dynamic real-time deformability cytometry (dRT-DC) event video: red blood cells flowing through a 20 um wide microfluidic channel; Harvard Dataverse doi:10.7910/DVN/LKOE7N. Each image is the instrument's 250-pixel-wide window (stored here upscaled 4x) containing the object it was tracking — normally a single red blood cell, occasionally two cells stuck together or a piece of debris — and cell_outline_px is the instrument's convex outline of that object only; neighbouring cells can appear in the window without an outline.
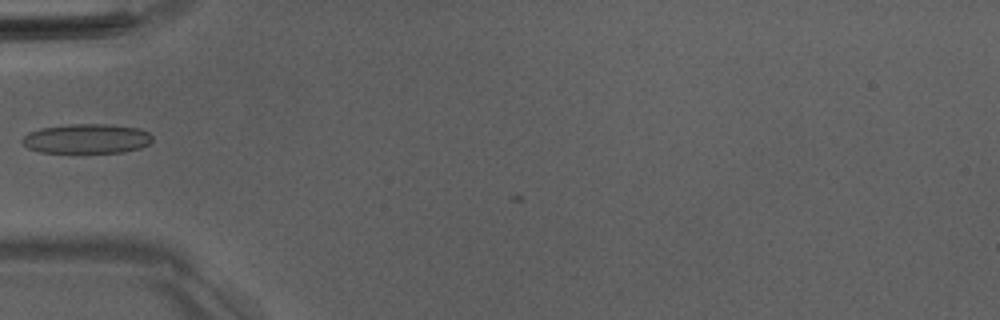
{"species": "Egyptian fruit bat (a non-hibernating species)", "species_latin": "Rousettus aegyptiacus", "temperature_condition": "room temperature", "stored_images_in_passage": 30, "camera_frame_rate_fps": 3000, "um_per_image_px": 0.085, "animal": {"sex": "male"}, "frame": {"image": 1, "passage_image": 1, "time_ms": 0.0, "image_size_px": [1000, 320], "cell_outline_px": [[152, 140], [148, 144], [140, 148], [124, 152], [40, 152], [28, 148], [20, 140], [28, 132], [40, 128], [68, 124], [108, 124], [140, 128], [148, 132], [152, 136]], "centroid_in_image_um": [7.37, 11.78], "position_along_channel_um": 77.6, "area_um2": 22.48}}
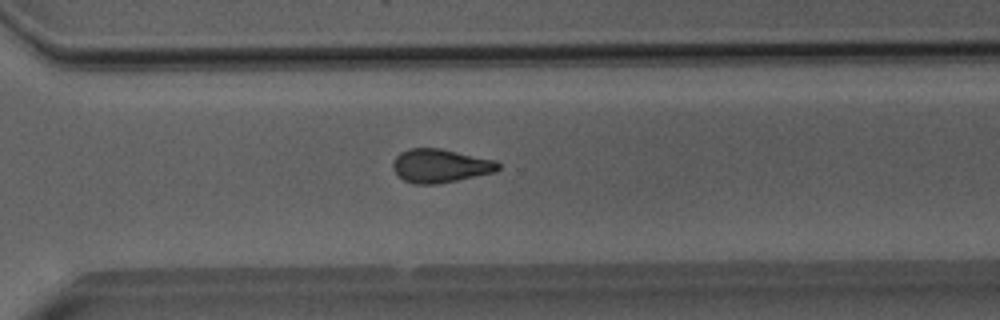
{"frame": {"image": 2, "passage_image": 20, "time_ms": 6.333, "image_size_px": [1000, 320], "cell_outline_px": [[500, 168], [496, 172], [436, 184], [412, 184], [404, 180], [392, 168], [392, 160], [400, 152], [408, 148], [440, 148], [496, 160], [500, 164]], "centroid_in_image_um": [37.41, 14.08], "position_along_channel_um": 333.2, "area_um2": 20.69}}
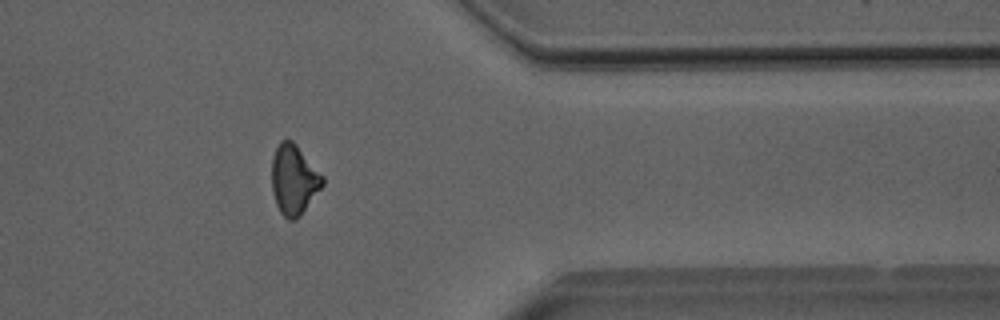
{"frame": {"image": 3, "passage_image": 25, "time_ms": 8.0, "image_size_px": [1000, 320], "cell_outline_px": [[324, 184], [300, 216], [296, 220], [288, 220], [280, 212], [276, 204], [272, 192], [272, 156], [280, 140], [292, 140], [296, 144], [324, 176]], "centroid_in_image_um": [24.98, 15.27], "position_along_channel_um": 386.4, "area_um2": 20.75}}